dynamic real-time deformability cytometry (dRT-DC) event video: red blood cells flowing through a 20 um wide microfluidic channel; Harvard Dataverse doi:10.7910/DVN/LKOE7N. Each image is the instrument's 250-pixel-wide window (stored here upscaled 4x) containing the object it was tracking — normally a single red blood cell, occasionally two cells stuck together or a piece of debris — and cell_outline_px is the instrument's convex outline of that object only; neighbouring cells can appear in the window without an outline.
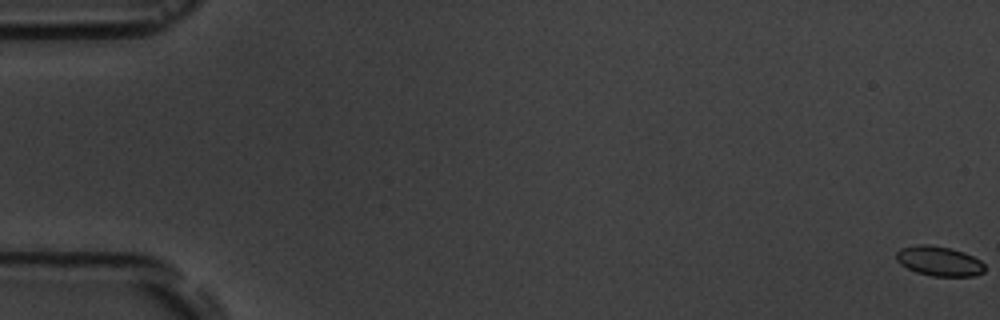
{"species": "common noctule bat (a hibernating species)", "species_latin": "Nyctalus noctula", "temperature_condition": "room temperature", "stored_images_in_passage": 7, "camera_frame_rate_fps": 3000, "um_per_image_px": 0.085, "animal": {"sex": "male", "body_mass_g": 19.5, "forearm_length_mm": 54.6}, "frame": {"image": 1, "passage_image": 1, "time_ms": 0.0, "image_size_px": [1000, 320], "cell_outline_px": [[984, 272], [976, 276], [932, 276], [916, 272], [900, 264], [896, 260], [896, 252], [900, 248], [916, 244], [928, 244], [948, 248], [964, 252], [980, 260], [984, 264]], "centroid_in_image_um": [79.81, 22.19], "position_along_channel_um": 5.2, "area_um2": 15.37}}
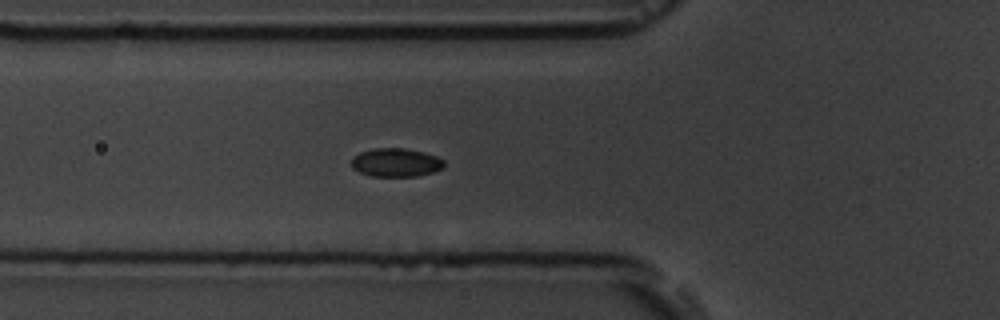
{"frame": {"image": 2, "passage_image": 7, "time_ms": 7.0, "image_size_px": [1000, 320], "cell_outline_px": [[444, 168], [432, 172], [416, 176], [372, 176], [360, 172], [352, 168], [352, 156], [360, 152], [372, 148], [404, 148], [424, 152], [436, 156], [444, 160]], "centroid_in_image_um": [33.65, 13.8], "position_along_channel_um": 92.2, "area_um2": 15.43}}